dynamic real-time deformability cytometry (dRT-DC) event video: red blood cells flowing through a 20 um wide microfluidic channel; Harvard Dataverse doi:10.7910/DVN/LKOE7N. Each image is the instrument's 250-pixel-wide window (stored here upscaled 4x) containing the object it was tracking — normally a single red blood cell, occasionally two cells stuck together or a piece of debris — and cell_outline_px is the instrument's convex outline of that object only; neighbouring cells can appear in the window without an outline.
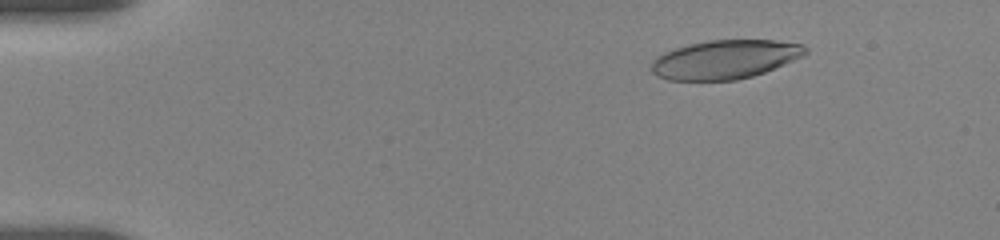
{"species": "human", "species_latin": "Homo sapiens", "temperature_condition": "room temperature", "stored_images_in_passage": 30, "camera_frame_rate_fps": 3000, "um_per_image_px": 0.085, "donor": {"sex": "female"}, "frame": {"image": 1, "passage_image": 5, "time_ms": 2.0, "image_size_px": [1000, 240], "cell_outline_px": [[808, 52], [804, 56], [764, 72], [752, 76], [736, 80], [668, 80], [656, 76], [652, 72], [652, 60], [656, 56], [664, 52], [688, 44], [708, 40], [776, 40], [804, 44], [808, 48]], "centroid_in_image_um": [61.64, 5.04], "position_along_channel_um": 23.4, "area_um2": 35.03}}
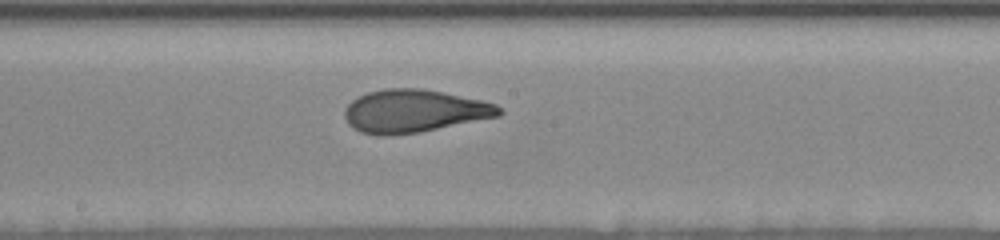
{"frame": {"image": 2, "passage_image": 17, "time_ms": 9.667, "image_size_px": [1000, 240], "cell_outline_px": [[504, 112], [500, 116], [420, 132], [388, 136], [380, 136], [360, 132], [352, 128], [348, 124], [344, 116], [344, 108], [352, 100], [368, 92], [384, 88], [420, 88], [480, 100], [496, 104]], "centroid_in_image_um": [35.16, 9.45], "position_along_channel_um": 213.0, "area_um2": 38.61}}
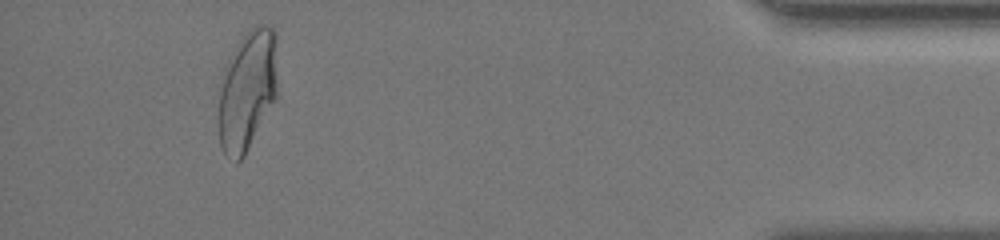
{"frame": {"image": 3, "passage_image": 28, "time_ms": 16.667, "image_size_px": [1000, 240], "cell_outline_px": [[276, 96], [244, 156], [236, 164], [224, 156], [220, 144], [216, 120], [220, 92], [236, 44], [240, 36], [256, 24], [268, 24], [276, 32]], "centroid_in_image_um": [21.01, 7.71], "position_along_channel_um": 414.2, "area_um2": 41.15}, "authors_computed_cell_mechanics": {"area_um2": 37.7723, "velocity_mm_per_s": 3.6493, "shape_relaxation_time_tau1_ms": 6.2895, "shape_relaxation_time_tau2_ms": 1.4977, "deformation_change_tau1": 0.241, "deformation_change_tau2": 0.0796}}